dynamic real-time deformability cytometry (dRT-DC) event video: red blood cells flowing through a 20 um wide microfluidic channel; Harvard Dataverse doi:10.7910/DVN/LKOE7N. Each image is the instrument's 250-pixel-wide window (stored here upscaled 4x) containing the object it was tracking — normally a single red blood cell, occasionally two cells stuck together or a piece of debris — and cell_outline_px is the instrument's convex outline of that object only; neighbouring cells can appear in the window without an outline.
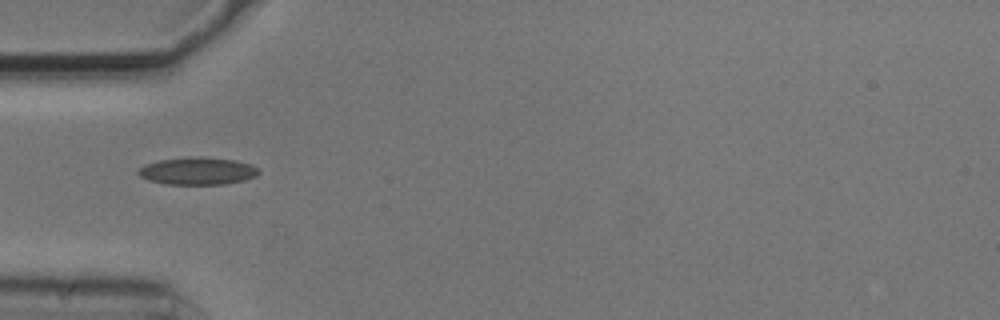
{"species": "common noctule bat (a hibernating species)", "species_latin": "Nyctalus noctula", "temperature_condition": "cold", "stored_images_in_passage": 6, "camera_frame_rate_fps": 3000, "um_per_image_px": 0.085, "animal": {"sex": "male", "body_mass_g": 20.5, "forearm_length_mm": 52.5}, "frame": {"image": 1, "passage_image": 1, "time_ms": 0.0, "image_size_px": [1000, 320], "cell_outline_px": [[260, 172], [256, 176], [244, 180], [224, 184], [164, 184], [148, 180], [140, 176], [136, 172], [144, 164], [160, 160], [196, 156], [200, 156], [236, 160], [252, 164], [260, 168]], "centroid_in_image_um": [16.82, 14.53], "position_along_channel_um": 68.2, "area_um2": 19.42}}
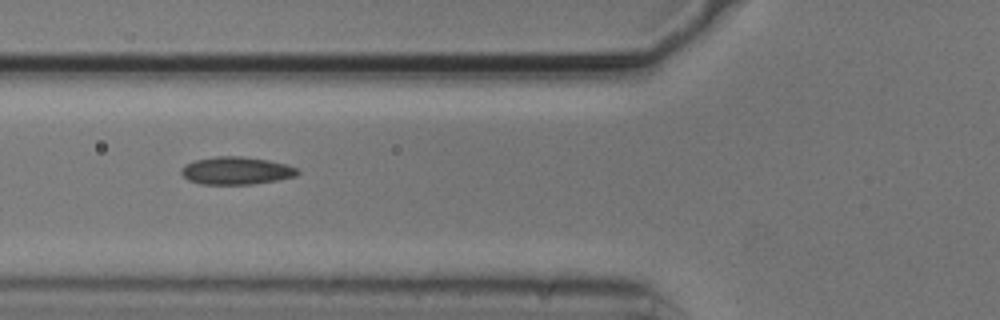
{"frame": {"image": 2, "passage_image": 2, "time_ms": 0.333, "image_size_px": [1000, 320], "cell_outline_px": [[300, 172], [296, 176], [280, 180], [252, 184], [200, 184], [188, 180], [180, 172], [180, 168], [184, 164], [196, 160], [216, 156], [240, 156], [268, 160], [288, 164], [300, 168]], "centroid_in_image_um": [20.12, 14.5], "position_along_channel_um": 105.7, "area_um2": 19.02}}
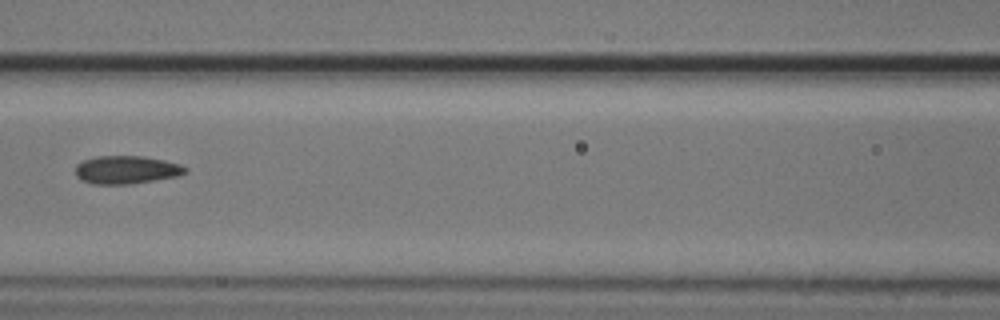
{"frame": {"image": 3, "passage_image": 3, "time_ms": 0.667, "image_size_px": [1000, 320], "cell_outline_px": [[188, 172], [176, 176], [132, 184], [92, 184], [76, 176], [76, 164], [84, 160], [96, 156], [144, 156], [164, 160], [180, 164], [188, 168]], "centroid_in_image_um": [10.76, 14.43], "position_along_channel_um": 155.8, "area_um2": 17.98}}